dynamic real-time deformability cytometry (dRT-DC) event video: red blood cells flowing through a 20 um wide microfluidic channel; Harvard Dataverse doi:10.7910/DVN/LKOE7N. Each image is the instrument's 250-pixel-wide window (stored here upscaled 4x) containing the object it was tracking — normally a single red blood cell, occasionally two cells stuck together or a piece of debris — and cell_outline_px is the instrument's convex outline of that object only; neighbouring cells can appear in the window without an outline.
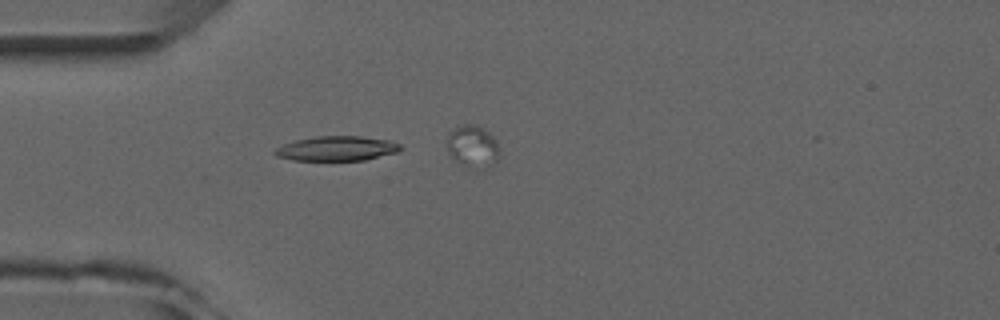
{"species": "common noctule bat (a hibernating species)", "species_latin": "Nyctalus noctula", "temperature_condition": "room temperature", "stored_images_in_passage": 3, "camera_frame_rate_fps": 3000, "um_per_image_px": 0.085, "animal": {"sex": "male", "forearm_length_mm": 52.5}, "frame": {"image": 1, "passage_image": 2, "time_ms": 1.333, "image_size_px": [1000, 320], "cell_outline_px": [[404, 148], [400, 152], [364, 160], [292, 160], [276, 156], [272, 152], [276, 148], [284, 144], [296, 140], [316, 136], [360, 136], [388, 140], [400, 144]], "centroid_in_image_um": [28.66, 12.62], "position_along_channel_um": 56.3, "area_um2": 18.15}}